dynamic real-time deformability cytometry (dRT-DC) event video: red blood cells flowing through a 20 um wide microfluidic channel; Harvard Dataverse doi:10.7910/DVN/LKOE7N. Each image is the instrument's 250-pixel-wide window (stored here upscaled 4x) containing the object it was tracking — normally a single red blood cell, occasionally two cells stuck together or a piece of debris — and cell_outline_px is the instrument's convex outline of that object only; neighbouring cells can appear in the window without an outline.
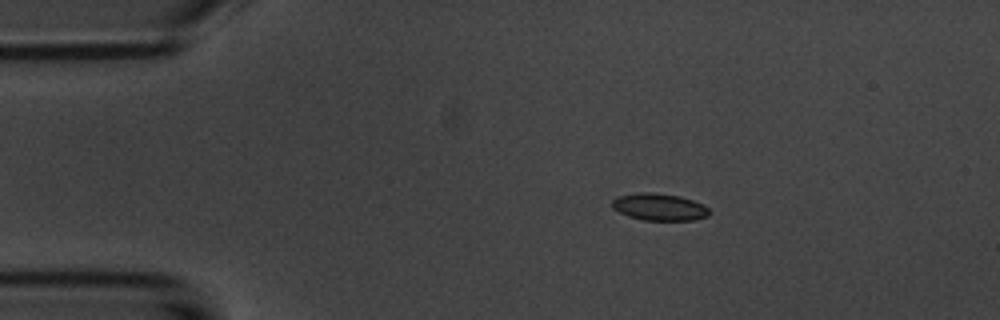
{"species": "common noctule bat (a hibernating species)", "species_latin": "Nyctalus noctula", "temperature_condition": "room temperature", "stored_images_in_passage": 13, "camera_frame_rate_fps": 3000, "um_per_image_px": 0.085, "animal": {"sex": "male", "body_mass_g": 20.1, "forearm_length_mm": 53.5}, "frame": {"image": 1, "passage_image": 1, "time_ms": 0.0, "image_size_px": [1000, 320], "cell_outline_px": [[712, 212], [708, 216], [696, 220], [644, 220], [628, 216], [612, 208], [612, 200], [616, 196], [640, 192], [652, 192], [680, 196], [704, 204]], "centroid_in_image_um": [56.06, 17.59], "position_along_channel_um": 28.9, "area_um2": 15.49}}
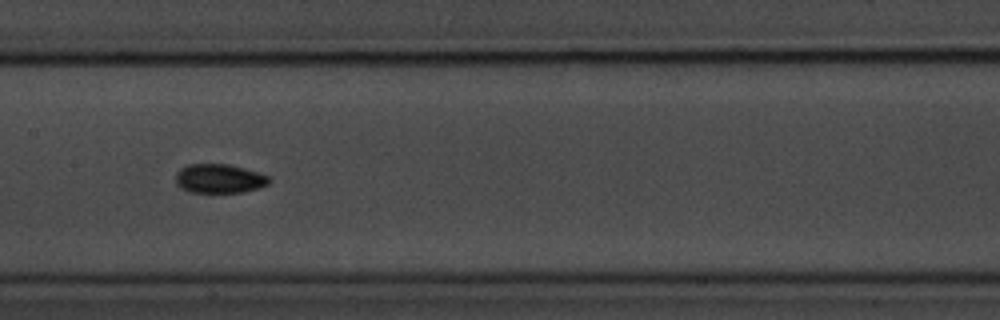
{"frame": {"image": 2, "passage_image": 6, "time_ms": 5.667, "image_size_px": [1000, 320], "cell_outline_px": [[272, 180], [268, 184], [260, 188], [244, 192], [188, 192], [180, 188], [176, 184], [176, 172], [180, 168], [188, 164], [228, 164], [244, 168], [272, 176]], "centroid_in_image_um": [18.67, 15.18], "position_along_channel_um": 188.7, "area_um2": 16.13}}
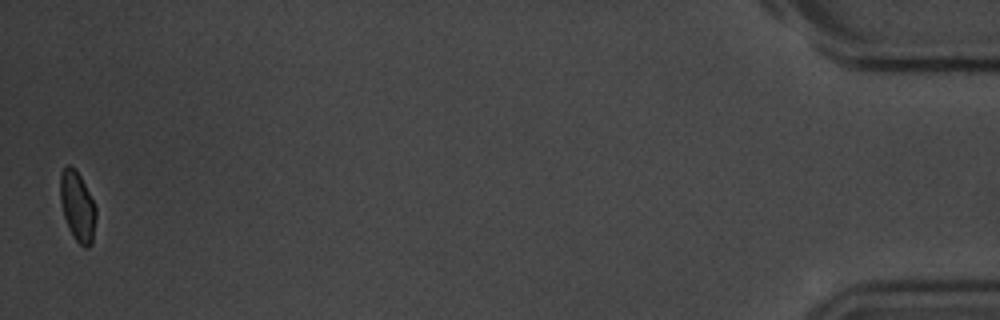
{"frame": {"image": 3, "passage_image": 13, "time_ms": 14.667, "image_size_px": [1000, 320], "cell_outline_px": [[96, 216], [92, 244], [88, 248], [84, 248], [72, 236], [68, 228], [64, 216], [60, 200], [60, 172], [68, 164], [76, 168], [96, 208]], "centroid_in_image_um": [6.57, 17.55], "position_along_channel_um": 428.6, "area_um2": 14.57}, "authors_computed_cell_mechanics": {"area_um2": 15.2592, "velocity_mm_per_s": 3.7114, "shape_relaxation_time_tau1_ms": 3.9619, "shape_relaxation_time_tau2_ms": 0.7999, "deformation_change_tau1": 0.1143, "deformation_change_tau2": 0.0408}}